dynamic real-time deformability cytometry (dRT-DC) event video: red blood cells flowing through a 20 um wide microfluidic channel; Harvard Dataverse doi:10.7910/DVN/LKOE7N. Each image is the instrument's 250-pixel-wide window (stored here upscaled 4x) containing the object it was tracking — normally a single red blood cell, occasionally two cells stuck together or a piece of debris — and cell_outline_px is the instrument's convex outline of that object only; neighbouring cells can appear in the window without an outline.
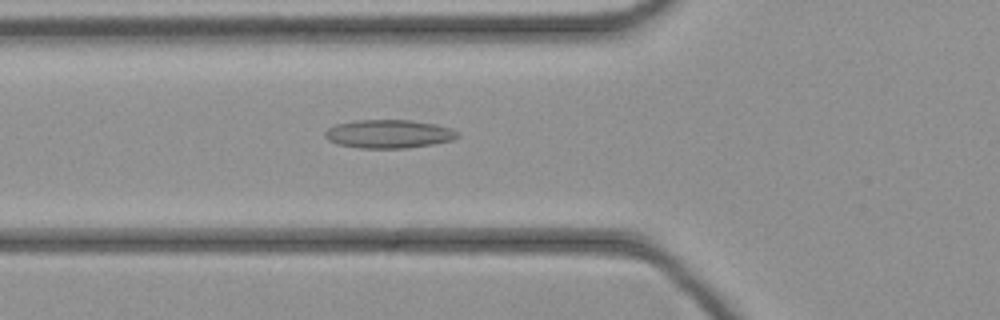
{"species": "common noctule bat (a hibernating species)", "species_latin": "Nyctalus noctula", "temperature_condition": "cold", "stored_images_in_passage": 31, "camera_frame_rate_fps": 3000, "um_per_image_px": 0.085, "animal": {"sex": "female", "body_mass_g": 21.9}, "frame": {"image": 1, "passage_image": 4, "time_ms": 1.0, "image_size_px": [1000, 320], "cell_outline_px": [[460, 136], [452, 140], [432, 144], [404, 148], [360, 148], [336, 144], [328, 140], [324, 136], [324, 132], [328, 128], [336, 124], [356, 120], [412, 120], [436, 124], [452, 128]], "centroid_in_image_um": [33.02, 11.38], "position_along_channel_um": 92.8, "area_um2": 22.02}}
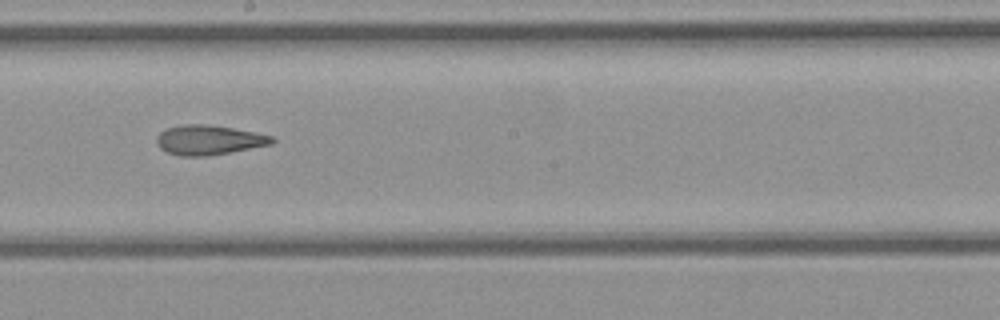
{"frame": {"image": 2, "passage_image": 13, "time_ms": 4.0, "image_size_px": [1000, 320], "cell_outline_px": [[276, 140], [272, 144], [228, 152], [204, 156], [180, 156], [168, 152], [160, 148], [156, 144], [156, 136], [160, 132], [168, 128], [184, 124], [204, 124], [232, 128], [276, 136]], "centroid_in_image_um": [17.75, 11.89], "position_along_channel_um": 230.4, "area_um2": 19.83}}
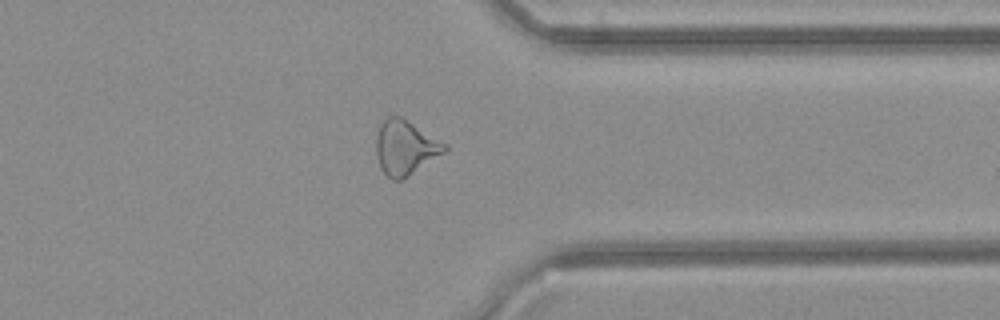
{"frame": {"image": 3, "passage_image": 23, "time_ms": 7.333, "image_size_px": [1000, 320], "cell_outline_px": [[448, 152], [408, 176], [400, 180], [392, 180], [380, 168], [376, 152], [376, 136], [380, 124], [388, 116], [400, 116], [448, 144]], "centroid_in_image_um": [34.48, 12.55], "position_along_channel_um": 376.9, "area_um2": 21.96}}